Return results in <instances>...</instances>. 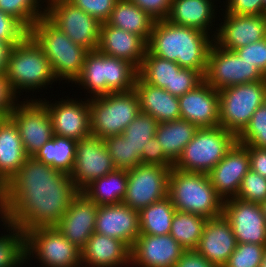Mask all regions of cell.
Wrapping results in <instances>:
<instances>
[{
    "label": "cell",
    "mask_w": 266,
    "mask_h": 267,
    "mask_svg": "<svg viewBox=\"0 0 266 267\" xmlns=\"http://www.w3.org/2000/svg\"><path fill=\"white\" fill-rule=\"evenodd\" d=\"M79 192L70 174L28 157L0 190V218L23 232L55 226Z\"/></svg>",
    "instance_id": "6da1fadb"
},
{
    "label": "cell",
    "mask_w": 266,
    "mask_h": 267,
    "mask_svg": "<svg viewBox=\"0 0 266 267\" xmlns=\"http://www.w3.org/2000/svg\"><path fill=\"white\" fill-rule=\"evenodd\" d=\"M214 37L195 28L155 20L147 50L162 59L176 62L181 68L206 73L209 50Z\"/></svg>",
    "instance_id": "7a4b0ae2"
},
{
    "label": "cell",
    "mask_w": 266,
    "mask_h": 267,
    "mask_svg": "<svg viewBox=\"0 0 266 267\" xmlns=\"http://www.w3.org/2000/svg\"><path fill=\"white\" fill-rule=\"evenodd\" d=\"M29 36L48 58L59 84L62 80H65L64 83L68 81L73 84L81 74L88 50L75 44L46 16L31 26Z\"/></svg>",
    "instance_id": "3957f363"
},
{
    "label": "cell",
    "mask_w": 266,
    "mask_h": 267,
    "mask_svg": "<svg viewBox=\"0 0 266 267\" xmlns=\"http://www.w3.org/2000/svg\"><path fill=\"white\" fill-rule=\"evenodd\" d=\"M168 197L177 211L189 212L206 219L223 213L224 200L218 195L207 173L171 168Z\"/></svg>",
    "instance_id": "277c9868"
},
{
    "label": "cell",
    "mask_w": 266,
    "mask_h": 267,
    "mask_svg": "<svg viewBox=\"0 0 266 267\" xmlns=\"http://www.w3.org/2000/svg\"><path fill=\"white\" fill-rule=\"evenodd\" d=\"M6 77L20 99V93L43 92L41 90L53 88V82L57 83L48 58L29 35L12 47Z\"/></svg>",
    "instance_id": "5b68a950"
},
{
    "label": "cell",
    "mask_w": 266,
    "mask_h": 267,
    "mask_svg": "<svg viewBox=\"0 0 266 267\" xmlns=\"http://www.w3.org/2000/svg\"><path fill=\"white\" fill-rule=\"evenodd\" d=\"M90 131L105 139L122 134L140 111L139 97L133 89L89 99Z\"/></svg>",
    "instance_id": "8992f818"
},
{
    "label": "cell",
    "mask_w": 266,
    "mask_h": 267,
    "mask_svg": "<svg viewBox=\"0 0 266 267\" xmlns=\"http://www.w3.org/2000/svg\"><path fill=\"white\" fill-rule=\"evenodd\" d=\"M237 142V137L222 126L199 128L184 147L173 168L209 173Z\"/></svg>",
    "instance_id": "52a82bcc"
},
{
    "label": "cell",
    "mask_w": 266,
    "mask_h": 267,
    "mask_svg": "<svg viewBox=\"0 0 266 267\" xmlns=\"http://www.w3.org/2000/svg\"><path fill=\"white\" fill-rule=\"evenodd\" d=\"M265 94L266 80L219 90V126L237 137L248 125L253 113L263 105Z\"/></svg>",
    "instance_id": "ba28073f"
},
{
    "label": "cell",
    "mask_w": 266,
    "mask_h": 267,
    "mask_svg": "<svg viewBox=\"0 0 266 267\" xmlns=\"http://www.w3.org/2000/svg\"><path fill=\"white\" fill-rule=\"evenodd\" d=\"M25 263L36 259L40 267H81V250L55 227H36L24 232ZM34 258V259H33Z\"/></svg>",
    "instance_id": "9c48e42d"
},
{
    "label": "cell",
    "mask_w": 266,
    "mask_h": 267,
    "mask_svg": "<svg viewBox=\"0 0 266 267\" xmlns=\"http://www.w3.org/2000/svg\"><path fill=\"white\" fill-rule=\"evenodd\" d=\"M45 16L75 44L98 49L102 23L69 0H47Z\"/></svg>",
    "instance_id": "30bf717a"
},
{
    "label": "cell",
    "mask_w": 266,
    "mask_h": 267,
    "mask_svg": "<svg viewBox=\"0 0 266 267\" xmlns=\"http://www.w3.org/2000/svg\"><path fill=\"white\" fill-rule=\"evenodd\" d=\"M251 65L235 51L224 49L214 42L208 53L204 80L218 91L233 85L266 80V76Z\"/></svg>",
    "instance_id": "8fae6325"
},
{
    "label": "cell",
    "mask_w": 266,
    "mask_h": 267,
    "mask_svg": "<svg viewBox=\"0 0 266 267\" xmlns=\"http://www.w3.org/2000/svg\"><path fill=\"white\" fill-rule=\"evenodd\" d=\"M28 99L24 97L8 117L18 128L26 154L33 157L54 134L46 106L36 97Z\"/></svg>",
    "instance_id": "7c38bea8"
},
{
    "label": "cell",
    "mask_w": 266,
    "mask_h": 267,
    "mask_svg": "<svg viewBox=\"0 0 266 267\" xmlns=\"http://www.w3.org/2000/svg\"><path fill=\"white\" fill-rule=\"evenodd\" d=\"M172 167L137 165L128 169L123 203L140 211L168 196V179Z\"/></svg>",
    "instance_id": "4fadbf2b"
},
{
    "label": "cell",
    "mask_w": 266,
    "mask_h": 267,
    "mask_svg": "<svg viewBox=\"0 0 266 267\" xmlns=\"http://www.w3.org/2000/svg\"><path fill=\"white\" fill-rule=\"evenodd\" d=\"M115 169L103 139L90 134L76 142L75 163L70 177L79 191Z\"/></svg>",
    "instance_id": "5bb4252c"
},
{
    "label": "cell",
    "mask_w": 266,
    "mask_h": 267,
    "mask_svg": "<svg viewBox=\"0 0 266 267\" xmlns=\"http://www.w3.org/2000/svg\"><path fill=\"white\" fill-rule=\"evenodd\" d=\"M41 98L42 95L37 100L46 106L50 114L54 135L78 141L91 134L89 99L65 96V99L62 97L54 102Z\"/></svg>",
    "instance_id": "9a60e30c"
},
{
    "label": "cell",
    "mask_w": 266,
    "mask_h": 267,
    "mask_svg": "<svg viewBox=\"0 0 266 267\" xmlns=\"http://www.w3.org/2000/svg\"><path fill=\"white\" fill-rule=\"evenodd\" d=\"M237 243L266 245V219L259 203L230 198L224 201L223 213Z\"/></svg>",
    "instance_id": "2e32d148"
},
{
    "label": "cell",
    "mask_w": 266,
    "mask_h": 267,
    "mask_svg": "<svg viewBox=\"0 0 266 267\" xmlns=\"http://www.w3.org/2000/svg\"><path fill=\"white\" fill-rule=\"evenodd\" d=\"M218 12L222 13V19L218 15L221 23H216L217 32L214 37L218 46L234 51L266 38V14L244 16L223 13L220 10Z\"/></svg>",
    "instance_id": "e0dca14e"
},
{
    "label": "cell",
    "mask_w": 266,
    "mask_h": 267,
    "mask_svg": "<svg viewBox=\"0 0 266 267\" xmlns=\"http://www.w3.org/2000/svg\"><path fill=\"white\" fill-rule=\"evenodd\" d=\"M184 251L170 234H140L130 249V267H174Z\"/></svg>",
    "instance_id": "ac0fdd59"
},
{
    "label": "cell",
    "mask_w": 266,
    "mask_h": 267,
    "mask_svg": "<svg viewBox=\"0 0 266 267\" xmlns=\"http://www.w3.org/2000/svg\"><path fill=\"white\" fill-rule=\"evenodd\" d=\"M249 169V151L236 142L208 176L218 195L225 201L237 196Z\"/></svg>",
    "instance_id": "d6986e66"
},
{
    "label": "cell",
    "mask_w": 266,
    "mask_h": 267,
    "mask_svg": "<svg viewBox=\"0 0 266 267\" xmlns=\"http://www.w3.org/2000/svg\"><path fill=\"white\" fill-rule=\"evenodd\" d=\"M97 211L98 205L80 191L55 227L74 246L82 250L95 232Z\"/></svg>",
    "instance_id": "ffe728a7"
},
{
    "label": "cell",
    "mask_w": 266,
    "mask_h": 267,
    "mask_svg": "<svg viewBox=\"0 0 266 267\" xmlns=\"http://www.w3.org/2000/svg\"><path fill=\"white\" fill-rule=\"evenodd\" d=\"M178 99L181 119L198 128L219 126V91L205 80Z\"/></svg>",
    "instance_id": "44dd1931"
},
{
    "label": "cell",
    "mask_w": 266,
    "mask_h": 267,
    "mask_svg": "<svg viewBox=\"0 0 266 267\" xmlns=\"http://www.w3.org/2000/svg\"><path fill=\"white\" fill-rule=\"evenodd\" d=\"M95 232L119 239L131 249L140 235L139 211L123 202L98 206Z\"/></svg>",
    "instance_id": "7402d4cb"
},
{
    "label": "cell",
    "mask_w": 266,
    "mask_h": 267,
    "mask_svg": "<svg viewBox=\"0 0 266 267\" xmlns=\"http://www.w3.org/2000/svg\"><path fill=\"white\" fill-rule=\"evenodd\" d=\"M237 241L229 221L220 215L206 221L196 251L217 267H223L236 249Z\"/></svg>",
    "instance_id": "603a6c76"
},
{
    "label": "cell",
    "mask_w": 266,
    "mask_h": 267,
    "mask_svg": "<svg viewBox=\"0 0 266 267\" xmlns=\"http://www.w3.org/2000/svg\"><path fill=\"white\" fill-rule=\"evenodd\" d=\"M98 50L105 55L126 60L139 69L147 51V42L137 34L105 22L101 25Z\"/></svg>",
    "instance_id": "cb8c5ba5"
},
{
    "label": "cell",
    "mask_w": 266,
    "mask_h": 267,
    "mask_svg": "<svg viewBox=\"0 0 266 267\" xmlns=\"http://www.w3.org/2000/svg\"><path fill=\"white\" fill-rule=\"evenodd\" d=\"M82 267H130V248L116 238L94 232L81 250Z\"/></svg>",
    "instance_id": "d4e9b609"
},
{
    "label": "cell",
    "mask_w": 266,
    "mask_h": 267,
    "mask_svg": "<svg viewBox=\"0 0 266 267\" xmlns=\"http://www.w3.org/2000/svg\"><path fill=\"white\" fill-rule=\"evenodd\" d=\"M216 1L221 3L219 0H172L166 20L179 26L199 29L215 37L217 27H213L215 19H219L216 16Z\"/></svg>",
    "instance_id": "484cf974"
},
{
    "label": "cell",
    "mask_w": 266,
    "mask_h": 267,
    "mask_svg": "<svg viewBox=\"0 0 266 267\" xmlns=\"http://www.w3.org/2000/svg\"><path fill=\"white\" fill-rule=\"evenodd\" d=\"M28 157L17 126L9 117H3L0 120V190Z\"/></svg>",
    "instance_id": "4316f807"
},
{
    "label": "cell",
    "mask_w": 266,
    "mask_h": 267,
    "mask_svg": "<svg viewBox=\"0 0 266 267\" xmlns=\"http://www.w3.org/2000/svg\"><path fill=\"white\" fill-rule=\"evenodd\" d=\"M134 90L139 97L140 111L151 115L158 123L181 118L178 97L165 89L149 85L137 76Z\"/></svg>",
    "instance_id": "83f0119b"
},
{
    "label": "cell",
    "mask_w": 266,
    "mask_h": 267,
    "mask_svg": "<svg viewBox=\"0 0 266 267\" xmlns=\"http://www.w3.org/2000/svg\"><path fill=\"white\" fill-rule=\"evenodd\" d=\"M155 20L130 0H117L106 21L108 25L115 26L137 34L148 42Z\"/></svg>",
    "instance_id": "f1b7e54d"
},
{
    "label": "cell",
    "mask_w": 266,
    "mask_h": 267,
    "mask_svg": "<svg viewBox=\"0 0 266 267\" xmlns=\"http://www.w3.org/2000/svg\"><path fill=\"white\" fill-rule=\"evenodd\" d=\"M127 181L128 170L115 169L93 180L81 192L98 206L118 204L123 202Z\"/></svg>",
    "instance_id": "f546056e"
},
{
    "label": "cell",
    "mask_w": 266,
    "mask_h": 267,
    "mask_svg": "<svg viewBox=\"0 0 266 267\" xmlns=\"http://www.w3.org/2000/svg\"><path fill=\"white\" fill-rule=\"evenodd\" d=\"M198 129L193 123L180 118L159 123L155 137L161 145L163 153L175 163Z\"/></svg>",
    "instance_id": "4dcf8cb0"
},
{
    "label": "cell",
    "mask_w": 266,
    "mask_h": 267,
    "mask_svg": "<svg viewBox=\"0 0 266 267\" xmlns=\"http://www.w3.org/2000/svg\"><path fill=\"white\" fill-rule=\"evenodd\" d=\"M76 140L53 135L33 156L52 168L70 174L75 163Z\"/></svg>",
    "instance_id": "1f68e13d"
},
{
    "label": "cell",
    "mask_w": 266,
    "mask_h": 267,
    "mask_svg": "<svg viewBox=\"0 0 266 267\" xmlns=\"http://www.w3.org/2000/svg\"><path fill=\"white\" fill-rule=\"evenodd\" d=\"M73 84L76 86L79 85L80 87L77 86L80 88L79 90L86 89L85 91L87 92H84L87 93L85 97L86 99L107 95L104 72V54L98 49L88 51L84 59L81 74Z\"/></svg>",
    "instance_id": "d6a6232c"
},
{
    "label": "cell",
    "mask_w": 266,
    "mask_h": 267,
    "mask_svg": "<svg viewBox=\"0 0 266 267\" xmlns=\"http://www.w3.org/2000/svg\"><path fill=\"white\" fill-rule=\"evenodd\" d=\"M176 209L167 196L139 211L140 234H170Z\"/></svg>",
    "instance_id": "836d02e7"
},
{
    "label": "cell",
    "mask_w": 266,
    "mask_h": 267,
    "mask_svg": "<svg viewBox=\"0 0 266 267\" xmlns=\"http://www.w3.org/2000/svg\"><path fill=\"white\" fill-rule=\"evenodd\" d=\"M180 69L176 62L157 57L147 50L138 76L149 85L163 88L172 95L174 74Z\"/></svg>",
    "instance_id": "e575fe53"
},
{
    "label": "cell",
    "mask_w": 266,
    "mask_h": 267,
    "mask_svg": "<svg viewBox=\"0 0 266 267\" xmlns=\"http://www.w3.org/2000/svg\"><path fill=\"white\" fill-rule=\"evenodd\" d=\"M208 219L189 212L175 211L170 235L185 249L195 250Z\"/></svg>",
    "instance_id": "d590c367"
},
{
    "label": "cell",
    "mask_w": 266,
    "mask_h": 267,
    "mask_svg": "<svg viewBox=\"0 0 266 267\" xmlns=\"http://www.w3.org/2000/svg\"><path fill=\"white\" fill-rule=\"evenodd\" d=\"M104 72L107 95L134 89L138 69L130 62L104 54Z\"/></svg>",
    "instance_id": "8d00e7d4"
},
{
    "label": "cell",
    "mask_w": 266,
    "mask_h": 267,
    "mask_svg": "<svg viewBox=\"0 0 266 267\" xmlns=\"http://www.w3.org/2000/svg\"><path fill=\"white\" fill-rule=\"evenodd\" d=\"M0 224L8 233L0 234V267H22L25 264L24 232L1 218Z\"/></svg>",
    "instance_id": "74e56055"
},
{
    "label": "cell",
    "mask_w": 266,
    "mask_h": 267,
    "mask_svg": "<svg viewBox=\"0 0 266 267\" xmlns=\"http://www.w3.org/2000/svg\"><path fill=\"white\" fill-rule=\"evenodd\" d=\"M159 123L149 114L140 112L123 131L122 135L132 146L133 154L140 158L143 147H147L151 138L155 136Z\"/></svg>",
    "instance_id": "f35d334b"
},
{
    "label": "cell",
    "mask_w": 266,
    "mask_h": 267,
    "mask_svg": "<svg viewBox=\"0 0 266 267\" xmlns=\"http://www.w3.org/2000/svg\"><path fill=\"white\" fill-rule=\"evenodd\" d=\"M46 2L47 0H0V10L19 20L29 30L45 16Z\"/></svg>",
    "instance_id": "ab89813d"
},
{
    "label": "cell",
    "mask_w": 266,
    "mask_h": 267,
    "mask_svg": "<svg viewBox=\"0 0 266 267\" xmlns=\"http://www.w3.org/2000/svg\"><path fill=\"white\" fill-rule=\"evenodd\" d=\"M116 169H131L141 165V158L133 154L132 146L122 134L103 139Z\"/></svg>",
    "instance_id": "60d3db41"
},
{
    "label": "cell",
    "mask_w": 266,
    "mask_h": 267,
    "mask_svg": "<svg viewBox=\"0 0 266 267\" xmlns=\"http://www.w3.org/2000/svg\"><path fill=\"white\" fill-rule=\"evenodd\" d=\"M242 145L266 148V106H260L250 118L248 125L237 136Z\"/></svg>",
    "instance_id": "b9f144b4"
},
{
    "label": "cell",
    "mask_w": 266,
    "mask_h": 267,
    "mask_svg": "<svg viewBox=\"0 0 266 267\" xmlns=\"http://www.w3.org/2000/svg\"><path fill=\"white\" fill-rule=\"evenodd\" d=\"M266 245L237 243L223 267H260Z\"/></svg>",
    "instance_id": "7bdbcfd3"
},
{
    "label": "cell",
    "mask_w": 266,
    "mask_h": 267,
    "mask_svg": "<svg viewBox=\"0 0 266 267\" xmlns=\"http://www.w3.org/2000/svg\"><path fill=\"white\" fill-rule=\"evenodd\" d=\"M241 200L261 203L266 200V178L249 169L243 177L241 187L236 196Z\"/></svg>",
    "instance_id": "ee69618b"
},
{
    "label": "cell",
    "mask_w": 266,
    "mask_h": 267,
    "mask_svg": "<svg viewBox=\"0 0 266 267\" xmlns=\"http://www.w3.org/2000/svg\"><path fill=\"white\" fill-rule=\"evenodd\" d=\"M29 35V30L16 18L0 10V40L20 43Z\"/></svg>",
    "instance_id": "f6af8a7d"
},
{
    "label": "cell",
    "mask_w": 266,
    "mask_h": 267,
    "mask_svg": "<svg viewBox=\"0 0 266 267\" xmlns=\"http://www.w3.org/2000/svg\"><path fill=\"white\" fill-rule=\"evenodd\" d=\"M241 59L258 68L266 76V38L234 50Z\"/></svg>",
    "instance_id": "bcb514c9"
},
{
    "label": "cell",
    "mask_w": 266,
    "mask_h": 267,
    "mask_svg": "<svg viewBox=\"0 0 266 267\" xmlns=\"http://www.w3.org/2000/svg\"><path fill=\"white\" fill-rule=\"evenodd\" d=\"M204 80V77L196 70L181 68L174 74L172 95L180 97L193 90Z\"/></svg>",
    "instance_id": "7dc6e473"
},
{
    "label": "cell",
    "mask_w": 266,
    "mask_h": 267,
    "mask_svg": "<svg viewBox=\"0 0 266 267\" xmlns=\"http://www.w3.org/2000/svg\"><path fill=\"white\" fill-rule=\"evenodd\" d=\"M87 14L105 23L117 0H69Z\"/></svg>",
    "instance_id": "c3c4849f"
},
{
    "label": "cell",
    "mask_w": 266,
    "mask_h": 267,
    "mask_svg": "<svg viewBox=\"0 0 266 267\" xmlns=\"http://www.w3.org/2000/svg\"><path fill=\"white\" fill-rule=\"evenodd\" d=\"M223 4L225 9H220L223 13L244 16L266 14L263 0H223Z\"/></svg>",
    "instance_id": "681fc988"
},
{
    "label": "cell",
    "mask_w": 266,
    "mask_h": 267,
    "mask_svg": "<svg viewBox=\"0 0 266 267\" xmlns=\"http://www.w3.org/2000/svg\"><path fill=\"white\" fill-rule=\"evenodd\" d=\"M141 162L144 165H159L162 167H173V162L163 153L161 145L154 136L147 147H143Z\"/></svg>",
    "instance_id": "f907efd6"
},
{
    "label": "cell",
    "mask_w": 266,
    "mask_h": 267,
    "mask_svg": "<svg viewBox=\"0 0 266 267\" xmlns=\"http://www.w3.org/2000/svg\"><path fill=\"white\" fill-rule=\"evenodd\" d=\"M19 102L20 99L13 91L6 73L0 74V114L8 117Z\"/></svg>",
    "instance_id": "816d5d0a"
},
{
    "label": "cell",
    "mask_w": 266,
    "mask_h": 267,
    "mask_svg": "<svg viewBox=\"0 0 266 267\" xmlns=\"http://www.w3.org/2000/svg\"><path fill=\"white\" fill-rule=\"evenodd\" d=\"M140 9L147 12L154 20L168 17L172 0H130Z\"/></svg>",
    "instance_id": "f5cc1de1"
},
{
    "label": "cell",
    "mask_w": 266,
    "mask_h": 267,
    "mask_svg": "<svg viewBox=\"0 0 266 267\" xmlns=\"http://www.w3.org/2000/svg\"><path fill=\"white\" fill-rule=\"evenodd\" d=\"M250 156V169L266 178V148L243 145Z\"/></svg>",
    "instance_id": "db71d44e"
},
{
    "label": "cell",
    "mask_w": 266,
    "mask_h": 267,
    "mask_svg": "<svg viewBox=\"0 0 266 267\" xmlns=\"http://www.w3.org/2000/svg\"><path fill=\"white\" fill-rule=\"evenodd\" d=\"M174 267H217L200 255L196 250H185Z\"/></svg>",
    "instance_id": "11a10c76"
},
{
    "label": "cell",
    "mask_w": 266,
    "mask_h": 267,
    "mask_svg": "<svg viewBox=\"0 0 266 267\" xmlns=\"http://www.w3.org/2000/svg\"><path fill=\"white\" fill-rule=\"evenodd\" d=\"M16 44L18 43H7L0 40V74L6 73L9 54Z\"/></svg>",
    "instance_id": "9f6ffc18"
},
{
    "label": "cell",
    "mask_w": 266,
    "mask_h": 267,
    "mask_svg": "<svg viewBox=\"0 0 266 267\" xmlns=\"http://www.w3.org/2000/svg\"><path fill=\"white\" fill-rule=\"evenodd\" d=\"M260 206H261V209H262V213H263V215H264V217L266 219V200L265 201H262L260 203Z\"/></svg>",
    "instance_id": "6f0895ef"
},
{
    "label": "cell",
    "mask_w": 266,
    "mask_h": 267,
    "mask_svg": "<svg viewBox=\"0 0 266 267\" xmlns=\"http://www.w3.org/2000/svg\"><path fill=\"white\" fill-rule=\"evenodd\" d=\"M260 267H266V249L263 254L262 262Z\"/></svg>",
    "instance_id": "680465c9"
},
{
    "label": "cell",
    "mask_w": 266,
    "mask_h": 267,
    "mask_svg": "<svg viewBox=\"0 0 266 267\" xmlns=\"http://www.w3.org/2000/svg\"><path fill=\"white\" fill-rule=\"evenodd\" d=\"M264 1V9H265V12H266V0H263Z\"/></svg>",
    "instance_id": "91938a15"
},
{
    "label": "cell",
    "mask_w": 266,
    "mask_h": 267,
    "mask_svg": "<svg viewBox=\"0 0 266 267\" xmlns=\"http://www.w3.org/2000/svg\"><path fill=\"white\" fill-rule=\"evenodd\" d=\"M263 104L266 106V94H265V98H264V103Z\"/></svg>",
    "instance_id": "94428289"
}]
</instances>
